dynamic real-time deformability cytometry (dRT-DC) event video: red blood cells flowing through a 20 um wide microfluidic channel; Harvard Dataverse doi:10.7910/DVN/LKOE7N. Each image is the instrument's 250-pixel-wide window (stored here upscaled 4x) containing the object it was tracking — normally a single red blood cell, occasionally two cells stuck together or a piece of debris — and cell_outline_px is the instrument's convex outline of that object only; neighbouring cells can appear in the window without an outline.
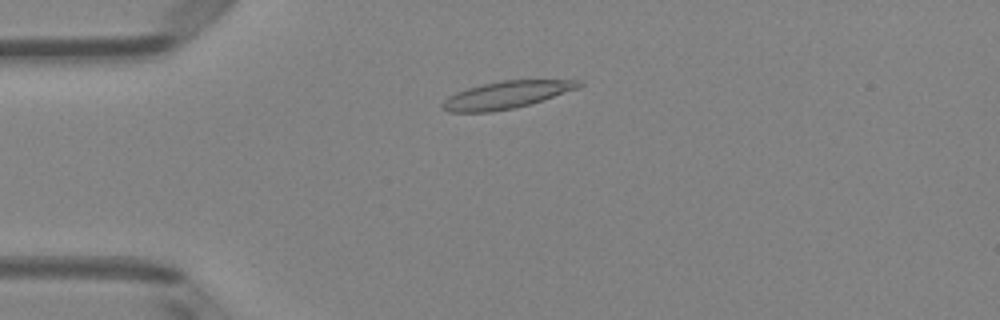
{"species": "Egyptian fruit bat (a non-hibernating species)", "species_latin": "Rousettus aegyptiacus", "temperature_condition": "room temperature", "stored_images_in_passage": 47, "camera_frame_rate_fps": 3000, "um_per_image_px": 0.085, "animal": {"sex": "female"}, "frame": {"image": 1, "passage_image": 9, "time_ms": 2.667, "image_size_px": [1000, 320], "cell_outline_px": [[584, 84], [580, 88], [544, 100], [516, 108], [492, 112], [448, 112], [440, 108], [440, 104], [448, 96], [456, 92], [480, 84], [500, 80], [580, 80]], "centroid_in_image_um": [43.04, 8.07], "position_along_channel_um": 42.0, "area_um2": 22.08}}
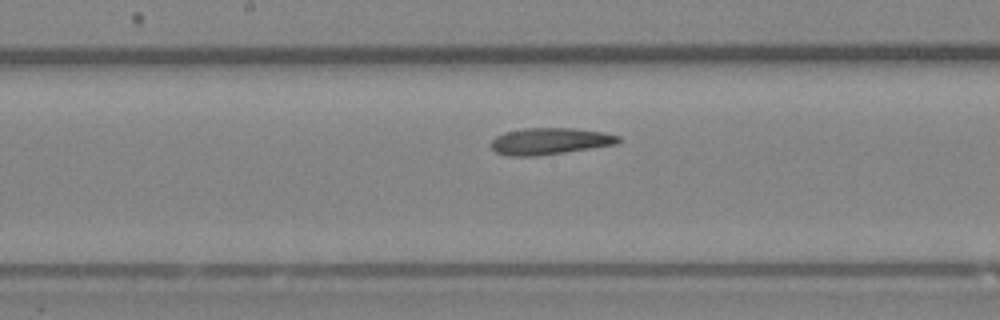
{"frame": {"image": 2, "passage_image": 23, "time_ms": 7.333, "image_size_px": [1000, 320], "cell_outline_px": [[620, 140], [616, 144], [564, 152], [536, 156], [508, 156], [496, 152], [492, 148], [492, 140], [496, 136], [504, 132], [524, 128], [572, 128], [604, 132], [620, 136]], "centroid_in_image_um": [46.72, 11.99], "position_along_channel_um": 201.5, "area_um2": 19.65}}
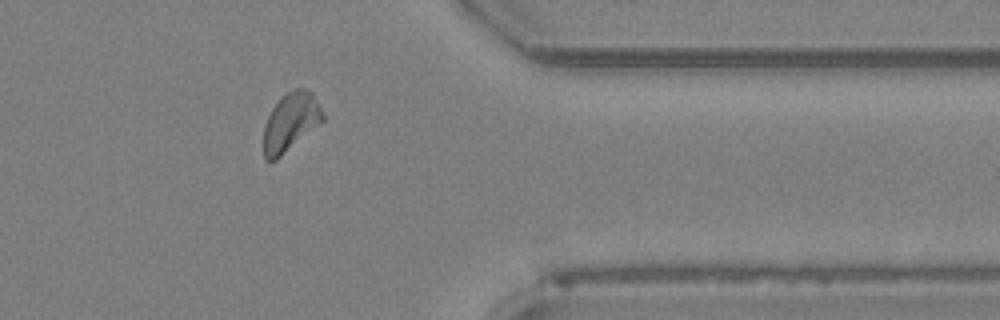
{"frame": {"image": 3, "passage_image": 38, "time_ms": 12.333, "image_size_px": [1000, 320], "cell_outline_px": [[324, 120], [276, 160], [268, 160], [264, 156], [264, 124], [272, 108], [288, 92], [296, 88], [308, 88], [312, 92], [324, 116]], "centroid_in_image_um": [24.7, 10.36], "position_along_channel_um": 386.7, "area_um2": 19.65}, "authors_computed_cell_mechanics": {"area_um2": 19.7098, "velocity_mm_per_s": 3.9881, "shape_relaxation_time_tau1_ms": 8.7575, "shape_relaxation_time_tau2_ms": null, "deformation_change_tau1": 0.2153, "deformation_change_tau2": null}}